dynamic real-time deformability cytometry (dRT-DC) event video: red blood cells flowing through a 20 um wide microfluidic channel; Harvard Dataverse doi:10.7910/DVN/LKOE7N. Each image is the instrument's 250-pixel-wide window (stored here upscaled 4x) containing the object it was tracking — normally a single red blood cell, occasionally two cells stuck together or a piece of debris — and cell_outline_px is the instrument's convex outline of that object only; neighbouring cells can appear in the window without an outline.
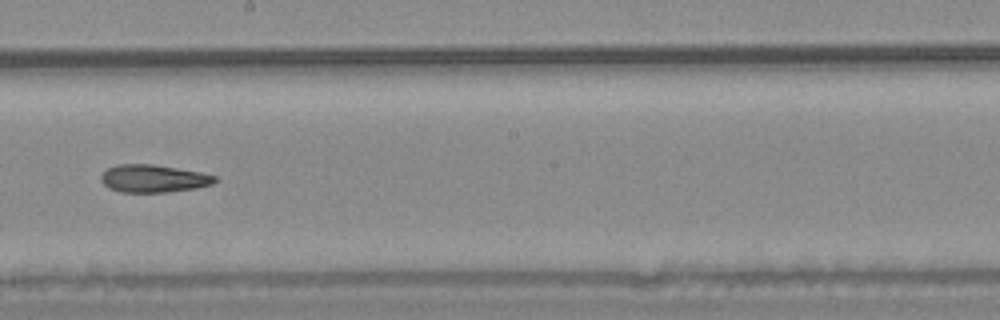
{"species": "common noctule bat (a hibernating species)", "species_latin": "Nyctalus noctula", "temperature_condition": "warm", "stored_images_in_passage": 22, "camera_frame_rate_fps": 3000, "um_per_image_px": 0.085, "animal": {"sex": "male", "body_mass_g": 20.4}, "frame": {"image": 1, "passage_image": 16, "time_ms": 5.0, "image_size_px": [1000, 320], "cell_outline_px": [[216, 180], [212, 184], [196, 188], [168, 192], [120, 192], [108, 188], [100, 180], [100, 176], [108, 168], [116, 164], [152, 164], [200, 172], [216, 176]], "centroid_in_image_um": [13.01, 15.18], "position_along_channel_um": 235.2, "area_um2": 18.32}}